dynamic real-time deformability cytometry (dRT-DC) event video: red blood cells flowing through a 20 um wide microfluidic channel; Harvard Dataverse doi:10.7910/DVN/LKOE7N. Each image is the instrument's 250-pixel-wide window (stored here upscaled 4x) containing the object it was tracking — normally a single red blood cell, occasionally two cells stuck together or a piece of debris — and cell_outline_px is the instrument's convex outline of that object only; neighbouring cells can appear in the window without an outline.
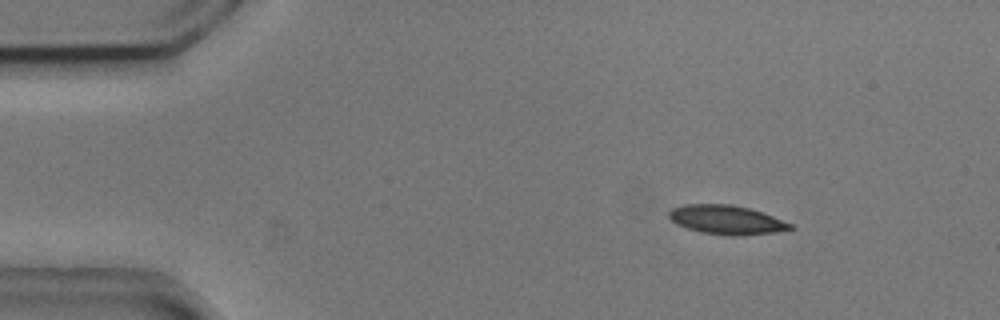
{"species": "common noctule bat (a hibernating species)", "species_latin": "Nyctalus noctula", "temperature_condition": "cold", "stored_images_in_passage": 4, "camera_frame_rate_fps": 3000, "um_per_image_px": 0.085, "animal": {"sex": "male", "body_mass_g": 20.5, "forearm_length_mm": 52.5}, "frame": {"image": 1, "passage_image": 2, "time_ms": 0.333, "image_size_px": [1000, 320], "cell_outline_px": [[796, 228], [776, 232], [744, 236], [728, 236], [700, 232], [676, 224], [668, 216], [668, 212], [672, 208], [684, 204], [732, 204], [748, 208], [772, 216], [792, 224]], "centroid_in_image_um": [61.75, 18.69], "position_along_channel_um": 23.3, "area_um2": 20.63}}